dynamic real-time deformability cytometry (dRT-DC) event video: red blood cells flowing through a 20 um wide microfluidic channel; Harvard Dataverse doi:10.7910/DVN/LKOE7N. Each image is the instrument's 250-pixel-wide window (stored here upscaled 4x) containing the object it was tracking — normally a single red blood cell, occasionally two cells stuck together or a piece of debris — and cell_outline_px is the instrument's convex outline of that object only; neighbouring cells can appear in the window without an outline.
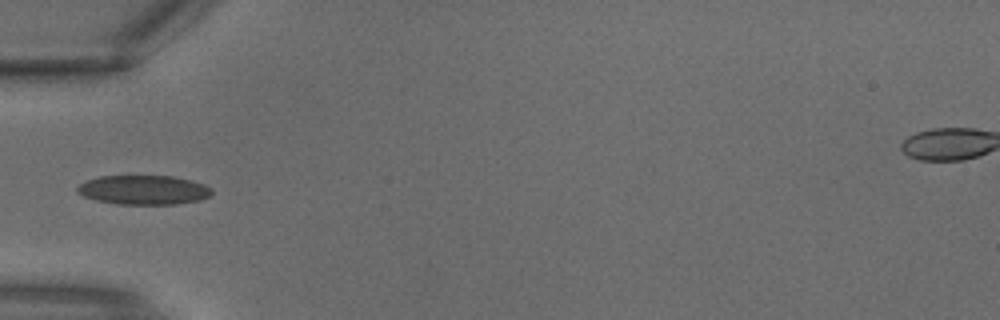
{"species": "common noctule bat (a hibernating species)", "species_latin": "Nyctalus noctula", "temperature_condition": "warm", "stored_images_in_passage": 3, "camera_frame_rate_fps": 3000, "um_per_image_px": 0.085, "animal": {"sex": "male", "body_mass_g": 18.8}, "frame": {"image": 1, "passage_image": 3, "time_ms": 0.667, "image_size_px": [1000, 320], "cell_outline_px": [[212, 192], [208, 196], [200, 200], [176, 204], [116, 204], [96, 200], [84, 196], [76, 192], [76, 188], [80, 184], [88, 180], [100, 176], [172, 176], [192, 180], [204, 184], [212, 188]], "centroid_in_image_um": [12.21, 16.14], "position_along_channel_um": 72.8, "area_um2": 22.95}}